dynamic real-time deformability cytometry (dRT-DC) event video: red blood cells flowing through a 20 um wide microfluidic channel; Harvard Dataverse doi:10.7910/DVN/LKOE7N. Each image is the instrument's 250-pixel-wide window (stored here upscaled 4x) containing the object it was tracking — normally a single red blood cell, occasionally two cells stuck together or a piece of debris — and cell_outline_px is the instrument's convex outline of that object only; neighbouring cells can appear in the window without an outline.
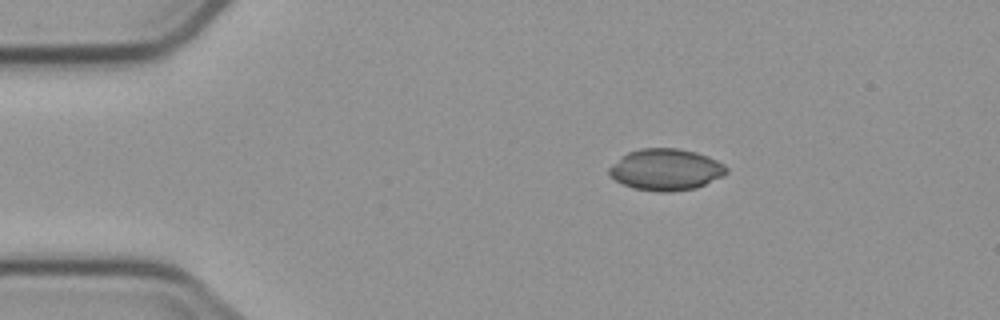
{"species": "common noctule bat (a hibernating species)", "species_latin": "Nyctalus noctula", "temperature_condition": "cold", "stored_images_in_passage": 8, "camera_frame_rate_fps": 3000, "um_per_image_px": 0.085, "animal": {"sex": "male", "body_mass_g": 23.1, "forearm_length_mm": 52.7}, "frame": {"image": 1, "passage_image": 2, "time_ms": 1.0, "image_size_px": [1000, 320], "cell_outline_px": [[728, 172], [696, 188], [668, 192], [660, 192], [636, 188], [624, 184], [616, 180], [608, 172], [608, 168], [628, 152], [640, 148], [676, 148], [696, 152], [708, 156], [724, 164], [728, 168]], "centroid_in_image_um": [56.61, 14.4], "position_along_channel_um": 28.4, "area_um2": 27.98}}
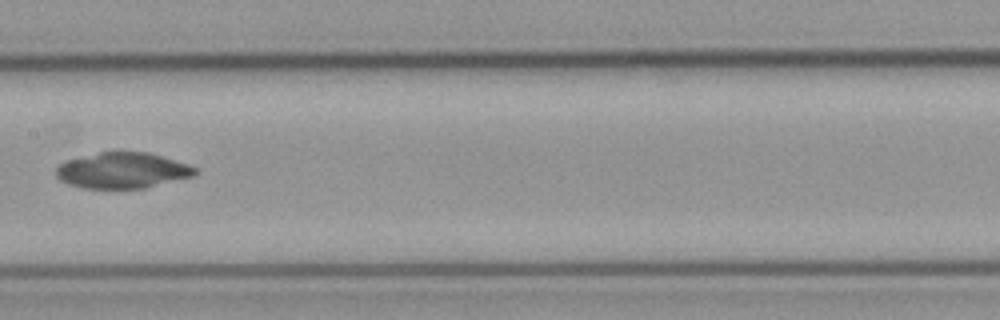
{"frame": {"image": 2, "passage_image": 7, "time_ms": 7.0, "image_size_px": [1000, 320], "cell_outline_px": [[200, 172], [192, 176], [144, 188], [84, 188], [68, 184], [60, 180], [56, 176], [56, 168], [60, 164], [68, 160], [100, 152], [148, 152], [188, 164], [196, 168]], "centroid_in_image_um": [10.41, 14.49], "position_along_channel_um": 197.0, "area_um2": 28.73}}
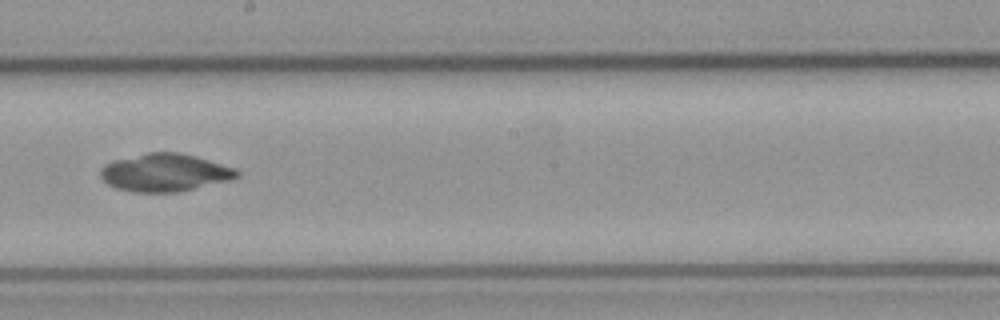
{"frame": {"image": 3, "passage_image": 8, "time_ms": 8.0, "image_size_px": [1000, 320], "cell_outline_px": [[240, 176], [228, 180], [180, 192], [132, 192], [116, 188], [108, 184], [100, 176], [100, 168], [104, 164], [112, 160], [148, 152], [176, 152], [196, 156], [236, 168], [240, 172]], "centroid_in_image_um": [13.99, 14.66], "position_along_channel_um": 234.2, "area_um2": 30.17}}